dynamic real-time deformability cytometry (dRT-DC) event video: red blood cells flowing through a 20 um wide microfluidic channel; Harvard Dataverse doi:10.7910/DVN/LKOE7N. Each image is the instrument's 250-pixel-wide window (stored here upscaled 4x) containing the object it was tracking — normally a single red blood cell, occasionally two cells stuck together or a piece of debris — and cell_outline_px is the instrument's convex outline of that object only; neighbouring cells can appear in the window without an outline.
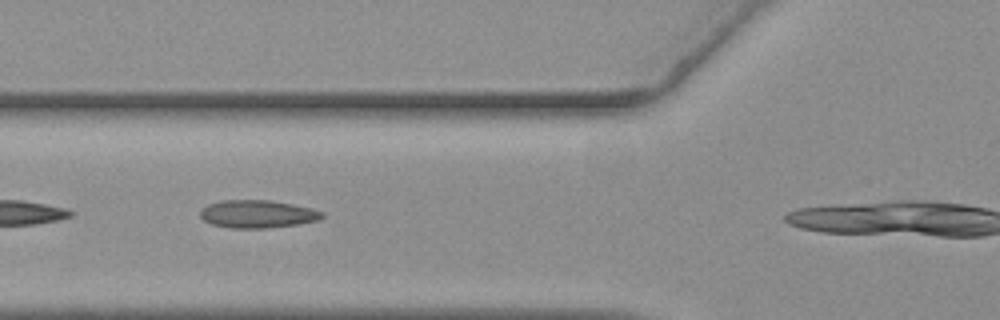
{"species": "common noctule bat (a hibernating species)", "species_latin": "Nyctalus noctula", "temperature_condition": "warm", "stored_images_in_passage": 14, "camera_frame_rate_fps": 3000, "um_per_image_px": 0.085, "animal": {"sex": "female", "body_mass_g": 19.3, "forearm_length_mm": 54.1}, "frame": {"image": 1, "passage_image": 10, "time_ms": 3.0, "image_size_px": [1000, 320], "cell_outline_px": [[324, 216], [316, 220], [300, 224], [268, 228], [232, 228], [212, 224], [204, 220], [200, 216], [200, 208], [208, 204], [220, 200], [268, 200], [292, 204], [324, 212]], "centroid_in_image_um": [21.84, 18.19], "position_along_channel_um": 104.0, "area_um2": 19.71}}